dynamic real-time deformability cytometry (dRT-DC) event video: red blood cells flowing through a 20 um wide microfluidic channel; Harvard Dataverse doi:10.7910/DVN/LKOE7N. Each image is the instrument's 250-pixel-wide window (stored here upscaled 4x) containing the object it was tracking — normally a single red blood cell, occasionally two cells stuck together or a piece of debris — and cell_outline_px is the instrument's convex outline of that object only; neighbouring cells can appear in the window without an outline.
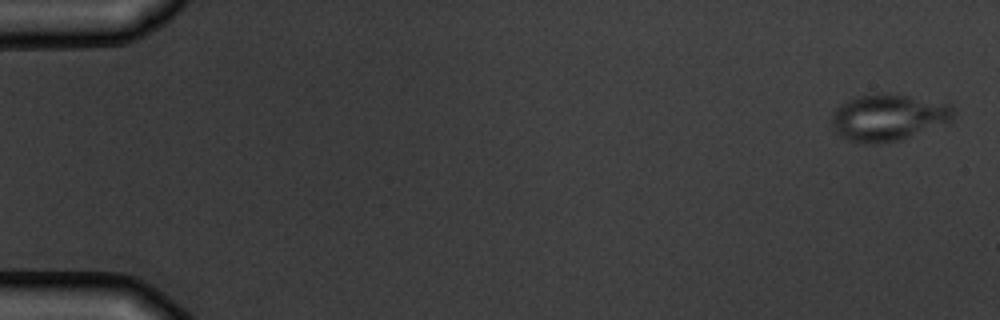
{"species": "common noctule bat (a hibernating species)", "species_latin": "Nyctalus noctula", "temperature_condition": "warm", "stored_images_in_passage": 5, "camera_frame_rate_fps": 3000, "um_per_image_px": 0.085, "animal": {"sex": "male", "body_mass_g": 19.5, "forearm_length_mm": 54.6}, "frame": {"image": 1, "passage_image": 1, "time_ms": 0.0, "image_size_px": [1000, 320], "cell_outline_px": [[952, 120], [948, 124], [900, 140], [876, 144], [864, 144], [848, 140], [840, 136], [836, 132], [832, 124], [832, 112], [840, 104], [856, 96], [884, 92], [908, 96], [948, 104], [952, 108]], "centroid_in_image_um": [75.47, 10.0], "position_along_channel_um": 9.5, "area_um2": 33.29}}